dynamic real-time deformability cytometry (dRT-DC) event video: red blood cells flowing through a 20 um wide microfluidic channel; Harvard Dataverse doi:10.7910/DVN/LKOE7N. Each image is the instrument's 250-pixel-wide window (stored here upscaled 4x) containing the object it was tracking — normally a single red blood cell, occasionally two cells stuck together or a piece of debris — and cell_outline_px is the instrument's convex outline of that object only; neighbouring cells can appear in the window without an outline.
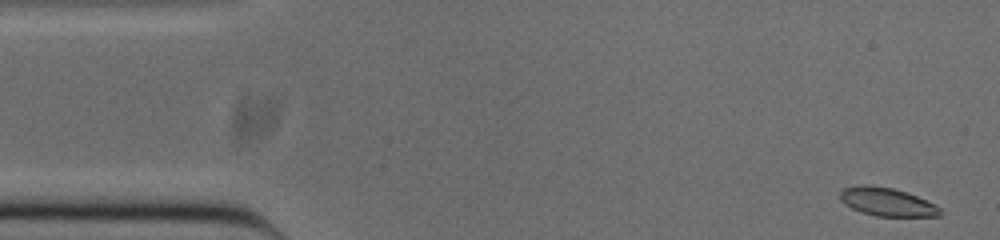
{"species": "common noctule bat (a hibernating species)", "species_latin": "Nyctalus noctula", "temperature_condition": "cold", "stored_images_in_passage": 51, "camera_frame_rate_fps": 3000, "um_per_image_px": 0.085, "animal": {"sex": "male", "body_mass_g": 20.0, "forearm_length_mm": 53.3}, "frame": {"image": 1, "passage_image": 1, "time_ms": 0.0, "image_size_px": [1000, 240], "cell_outline_px": [[944, 212], [940, 216], [876, 216], [860, 212], [844, 204], [840, 200], [840, 192], [844, 188], [864, 184], [892, 188], [916, 196], [936, 204]], "centroid_in_image_um": [75.4, 17.17], "position_along_channel_um": 9.6, "area_um2": 16.47}}
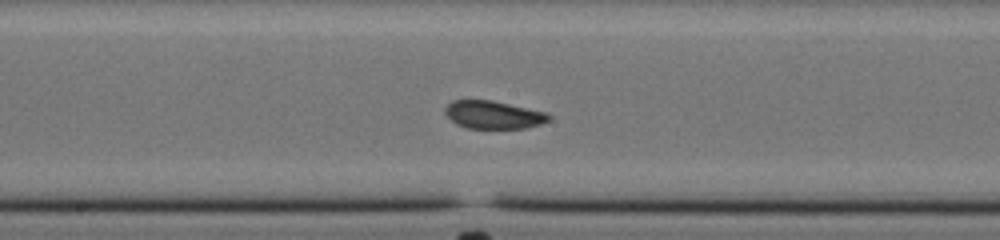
{"frame": {"image": 2, "passage_image": 25, "time_ms": 8.0, "image_size_px": [1000, 240], "cell_outline_px": [[552, 116], [548, 120], [540, 124], [524, 128], [468, 128], [456, 124], [444, 112], [444, 108], [452, 100], [492, 100], [548, 112]], "centroid_in_image_um": [41.95, 9.75], "position_along_channel_um": 206.3, "area_um2": 16.88}}
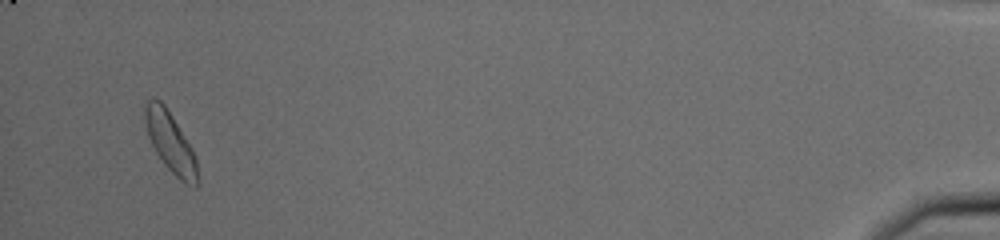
{"frame": {"image": 3, "passage_image": 49, "time_ms": 16.0, "image_size_px": [1000, 240], "cell_outline_px": [[200, 184], [196, 188], [180, 180], [164, 164], [156, 152], [148, 136], [144, 120], [144, 104], [148, 100], [160, 100], [164, 104], [172, 116], [192, 148], [196, 160], [200, 180]], "centroid_in_image_um": [14.51, 12.14], "position_along_channel_um": 420.7, "area_um2": 18.32}, "authors_computed_cell_mechanics": {"area_um2": 17.3978, "velocity_mm_per_s": 3.8213, "shape_relaxation_time_tau1_ms": 3.0015, "shape_relaxation_time_tau2_ms": 1.3166, "deformation_change_tau1": 0.096, "deformation_change_tau2": 0.0741}}